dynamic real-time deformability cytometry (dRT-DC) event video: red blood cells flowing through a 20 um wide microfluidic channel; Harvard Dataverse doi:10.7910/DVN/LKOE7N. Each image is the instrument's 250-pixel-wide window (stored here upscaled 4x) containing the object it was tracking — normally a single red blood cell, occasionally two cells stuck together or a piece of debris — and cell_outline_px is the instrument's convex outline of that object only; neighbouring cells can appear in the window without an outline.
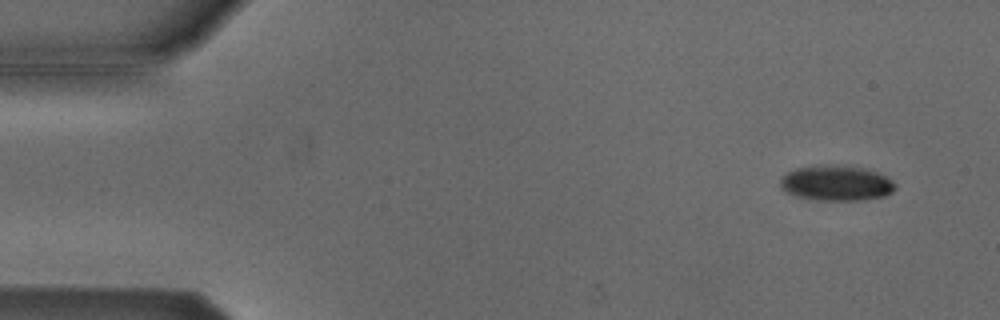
{"species": "Egyptian fruit bat (a non-hibernating species)", "species_latin": "Rousettus aegyptiacus", "temperature_condition": "cold", "stored_images_in_passage": 4, "camera_frame_rate_fps": 3000, "um_per_image_px": 0.085, "animal": {"sex": "male"}, "frame": {"image": 1, "passage_image": 1, "time_ms": 0.0, "image_size_px": [1000, 320], "cell_outline_px": [[896, 188], [892, 192], [884, 196], [864, 200], [816, 200], [796, 196], [784, 192], [780, 188], [780, 180], [788, 172], [796, 168], [820, 164], [824, 164], [864, 168], [876, 172], [892, 180], [896, 184]], "centroid_in_image_um": [71.06, 15.57], "position_along_channel_um": 13.9, "area_um2": 23.76}}
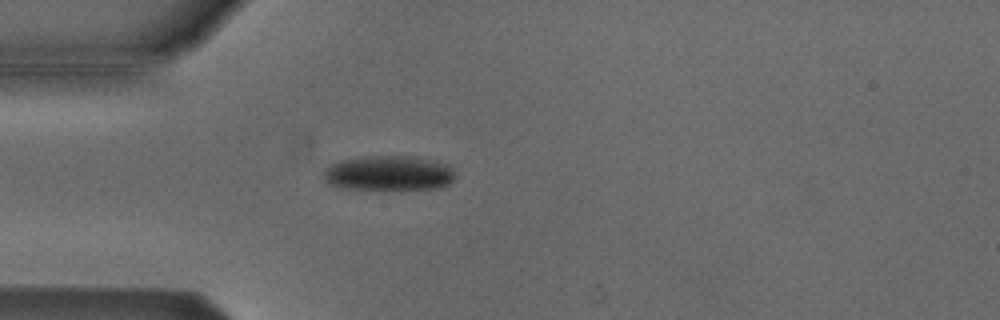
{"frame": {"image": 2, "passage_image": 4, "time_ms": 1.0, "image_size_px": [1000, 320], "cell_outline_px": [[456, 176], [448, 184], [440, 188], [400, 192], [396, 192], [340, 188], [328, 184], [324, 180], [324, 172], [332, 164], [340, 160], [364, 156], [412, 156], [432, 160], [448, 164]], "centroid_in_image_um": [33.06, 14.77], "position_along_channel_um": 51.9, "area_um2": 27.92}}